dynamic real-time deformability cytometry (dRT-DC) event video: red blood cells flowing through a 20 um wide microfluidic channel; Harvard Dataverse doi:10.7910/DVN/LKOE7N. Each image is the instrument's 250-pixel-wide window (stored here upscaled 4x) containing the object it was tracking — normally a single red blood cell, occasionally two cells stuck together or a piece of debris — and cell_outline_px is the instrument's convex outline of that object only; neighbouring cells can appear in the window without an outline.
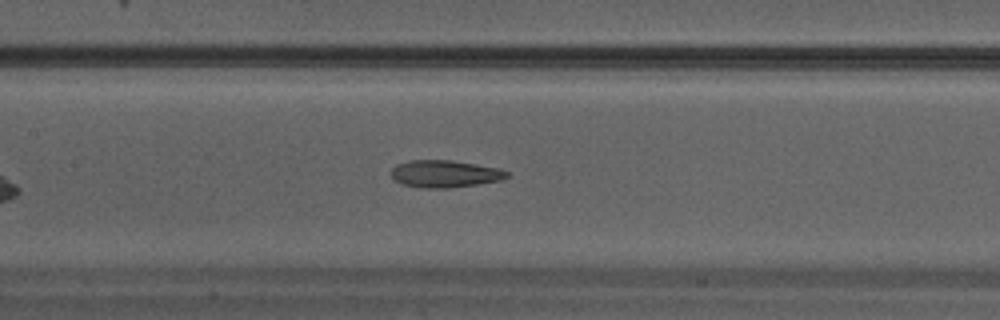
{"species": "Egyptian fruit bat (a non-hibernating species)", "species_latin": "Rousettus aegyptiacus", "temperature_condition": "warm", "stored_images_in_passage": 21, "camera_frame_rate_fps": 3000, "um_per_image_px": 0.085, "animal": {"sex": "male"}, "frame": {"image": 1, "passage_image": 7, "time_ms": 2.0, "image_size_px": [1000, 320], "cell_outline_px": [[508, 176], [500, 180], [476, 184], [448, 188], [420, 188], [404, 184], [396, 180], [392, 176], [392, 168], [396, 164], [408, 160], [452, 160], [500, 168], [508, 172]], "centroid_in_image_um": [37.8, 14.76], "position_along_channel_um": 169.6, "area_um2": 18.26}}
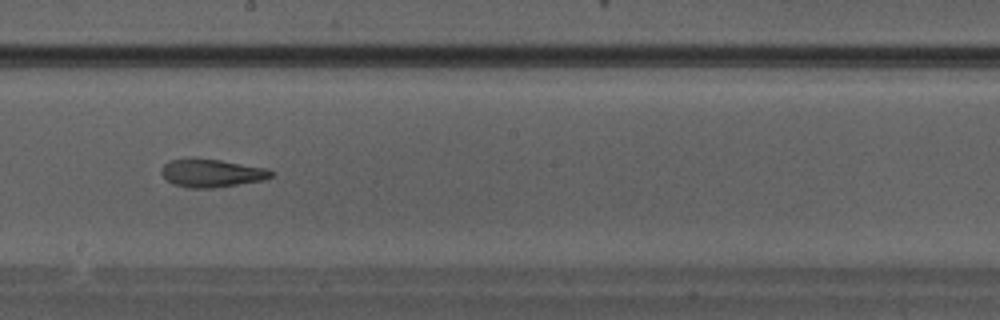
{"frame": {"image": 2, "passage_image": 10, "time_ms": 3.0, "image_size_px": [1000, 320], "cell_outline_px": [[276, 172], [272, 176], [264, 180], [212, 188], [188, 188], [172, 184], [160, 172], [164, 164], [172, 160], [220, 160], [264, 168]], "centroid_in_image_um": [18.01, 14.74], "position_along_channel_um": 230.2, "area_um2": 17.4}}